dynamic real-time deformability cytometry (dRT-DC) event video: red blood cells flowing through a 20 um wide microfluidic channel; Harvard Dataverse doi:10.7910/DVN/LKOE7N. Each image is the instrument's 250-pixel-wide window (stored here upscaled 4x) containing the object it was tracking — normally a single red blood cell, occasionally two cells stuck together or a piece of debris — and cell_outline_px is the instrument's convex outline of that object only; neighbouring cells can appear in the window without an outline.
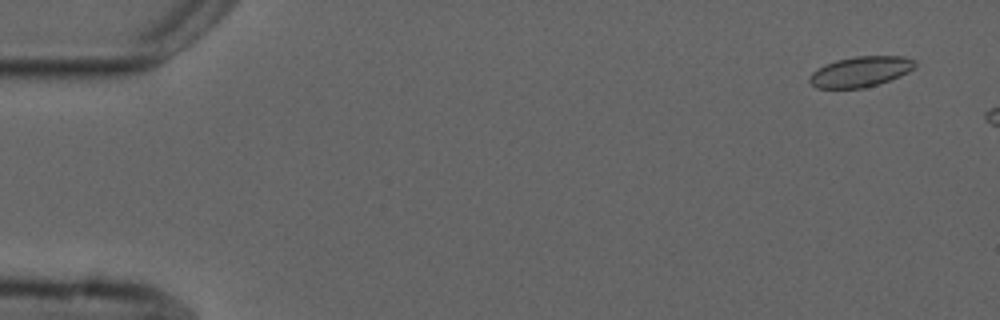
{"species": "common noctule bat (a hibernating species)", "species_latin": "Nyctalus noctula", "temperature_condition": "cold", "stored_images_in_passage": 3, "camera_frame_rate_fps": 3000, "um_per_image_px": 0.085, "animal": {"sex": "male", "forearm_length_mm": 52.5}, "frame": {"image": 1, "passage_image": 1, "time_ms": 0.0, "image_size_px": [1000, 320], "cell_outline_px": [[916, 68], [900, 76], [864, 88], [816, 88], [808, 80], [808, 76], [812, 72], [824, 64], [836, 60], [856, 56], [904, 56], [916, 60]], "centroid_in_image_um": [73.15, 6.08], "position_along_channel_um": 11.9, "area_um2": 18.79}}